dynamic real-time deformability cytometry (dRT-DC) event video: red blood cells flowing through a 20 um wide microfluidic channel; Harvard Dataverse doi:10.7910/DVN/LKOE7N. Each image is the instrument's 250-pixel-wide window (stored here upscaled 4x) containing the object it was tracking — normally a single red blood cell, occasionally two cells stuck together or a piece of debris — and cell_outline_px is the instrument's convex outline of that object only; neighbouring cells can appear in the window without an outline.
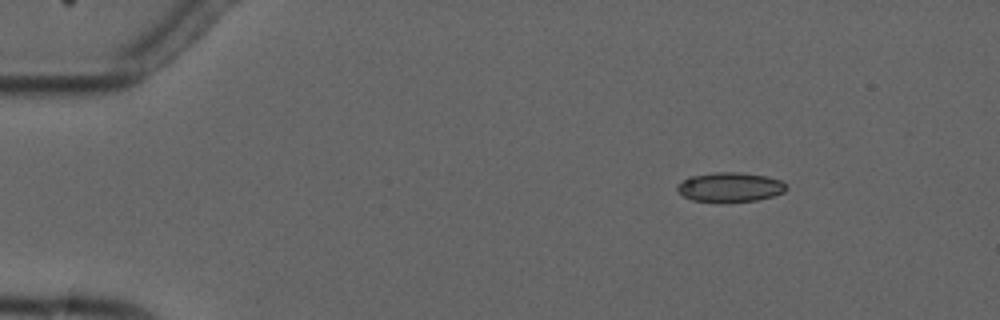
{"species": "common noctule bat (a hibernating species)", "species_latin": "Nyctalus noctula", "temperature_condition": "cold", "stored_images_in_passage": 6, "camera_frame_rate_fps": 3000, "um_per_image_px": 0.085, "animal": {"sex": "male", "forearm_length_mm": 52.5}, "frame": {"image": 1, "passage_image": 2, "time_ms": 1.667, "image_size_px": [1000, 320], "cell_outline_px": [[788, 188], [784, 192], [772, 196], [756, 200], [692, 200], [684, 196], [676, 188], [676, 184], [688, 176], [716, 172], [740, 172], [768, 176], [780, 180], [788, 184]], "centroid_in_image_um": [62.07, 15.86], "position_along_channel_um": 22.9, "area_um2": 18.44}}
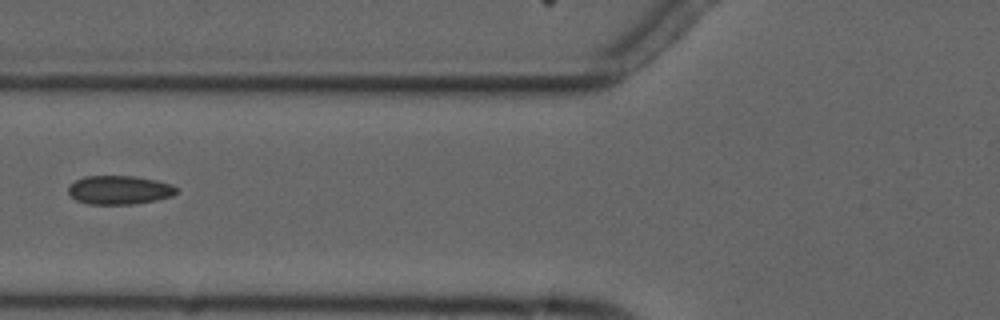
{"frame": {"image": 2, "passage_image": 5, "time_ms": 6.333, "image_size_px": [1000, 320], "cell_outline_px": [[176, 192], [172, 196], [156, 200], [136, 204], [88, 204], [76, 200], [68, 192], [68, 188], [76, 180], [84, 176], [136, 176], [156, 180], [172, 184], [176, 188]], "centroid_in_image_um": [10.15, 16.15], "position_along_channel_um": 115.6, "area_um2": 18.09}}
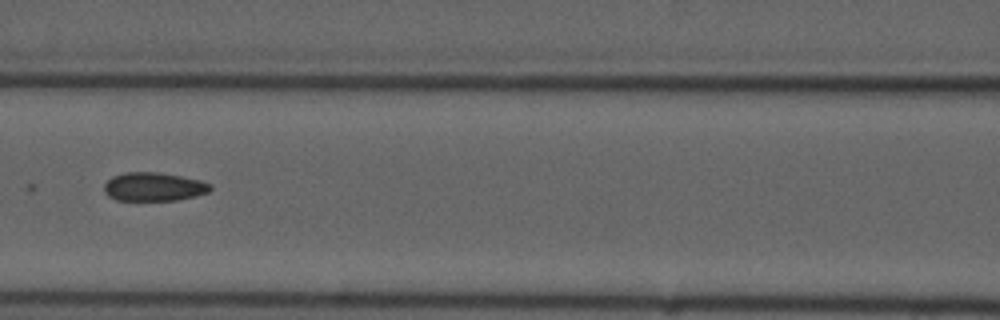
{"frame": {"image": 3, "passage_image": 6, "time_ms": 7.333, "image_size_px": [1000, 320], "cell_outline_px": [[212, 188], [208, 192], [196, 196], [176, 200], [116, 200], [108, 196], [104, 192], [104, 184], [112, 176], [124, 172], [160, 172], [200, 180], [212, 184]], "centroid_in_image_um": [13.06, 15.87], "position_along_channel_um": 153.5, "area_um2": 17.8}}